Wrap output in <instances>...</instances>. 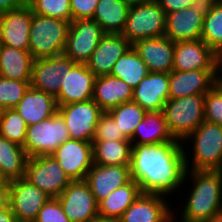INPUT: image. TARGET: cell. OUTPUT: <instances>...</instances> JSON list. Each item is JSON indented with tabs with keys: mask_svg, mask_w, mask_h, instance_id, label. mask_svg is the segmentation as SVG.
I'll return each mask as SVG.
<instances>
[{
	"mask_svg": "<svg viewBox=\"0 0 222 222\" xmlns=\"http://www.w3.org/2000/svg\"><path fill=\"white\" fill-rule=\"evenodd\" d=\"M186 172L182 142L132 145L131 180L138 183L142 193L171 199L172 193L184 187Z\"/></svg>",
	"mask_w": 222,
	"mask_h": 222,
	"instance_id": "6da1fadb",
	"label": "cell"
},
{
	"mask_svg": "<svg viewBox=\"0 0 222 222\" xmlns=\"http://www.w3.org/2000/svg\"><path fill=\"white\" fill-rule=\"evenodd\" d=\"M187 180L193 184L185 190L187 199L182 198L185 206L181 203V210L173 207L175 216L184 222H206L222 212V170H187Z\"/></svg>",
	"mask_w": 222,
	"mask_h": 222,
	"instance_id": "7a4b0ae2",
	"label": "cell"
},
{
	"mask_svg": "<svg viewBox=\"0 0 222 222\" xmlns=\"http://www.w3.org/2000/svg\"><path fill=\"white\" fill-rule=\"evenodd\" d=\"M182 145L187 170H222V125L204 120Z\"/></svg>",
	"mask_w": 222,
	"mask_h": 222,
	"instance_id": "3957f363",
	"label": "cell"
},
{
	"mask_svg": "<svg viewBox=\"0 0 222 222\" xmlns=\"http://www.w3.org/2000/svg\"><path fill=\"white\" fill-rule=\"evenodd\" d=\"M70 22L32 12L29 52L34 59L64 54Z\"/></svg>",
	"mask_w": 222,
	"mask_h": 222,
	"instance_id": "277c9868",
	"label": "cell"
},
{
	"mask_svg": "<svg viewBox=\"0 0 222 222\" xmlns=\"http://www.w3.org/2000/svg\"><path fill=\"white\" fill-rule=\"evenodd\" d=\"M204 103L205 94L166 101L162 112L175 140L182 142L205 120Z\"/></svg>",
	"mask_w": 222,
	"mask_h": 222,
	"instance_id": "5b68a950",
	"label": "cell"
},
{
	"mask_svg": "<svg viewBox=\"0 0 222 222\" xmlns=\"http://www.w3.org/2000/svg\"><path fill=\"white\" fill-rule=\"evenodd\" d=\"M166 13L160 4L151 2L131 6L122 35L133 45L142 39L165 36Z\"/></svg>",
	"mask_w": 222,
	"mask_h": 222,
	"instance_id": "8992f818",
	"label": "cell"
},
{
	"mask_svg": "<svg viewBox=\"0 0 222 222\" xmlns=\"http://www.w3.org/2000/svg\"><path fill=\"white\" fill-rule=\"evenodd\" d=\"M68 139V128L57 111L52 117L27 126L23 148L28 157L52 155Z\"/></svg>",
	"mask_w": 222,
	"mask_h": 222,
	"instance_id": "52a82bcc",
	"label": "cell"
},
{
	"mask_svg": "<svg viewBox=\"0 0 222 222\" xmlns=\"http://www.w3.org/2000/svg\"><path fill=\"white\" fill-rule=\"evenodd\" d=\"M24 178L50 198L59 197L71 182L58 161L51 155L29 157Z\"/></svg>",
	"mask_w": 222,
	"mask_h": 222,
	"instance_id": "ba28073f",
	"label": "cell"
},
{
	"mask_svg": "<svg viewBox=\"0 0 222 222\" xmlns=\"http://www.w3.org/2000/svg\"><path fill=\"white\" fill-rule=\"evenodd\" d=\"M57 106L68 128L69 138L92 142L99 117L104 111L92 99Z\"/></svg>",
	"mask_w": 222,
	"mask_h": 222,
	"instance_id": "9c48e42d",
	"label": "cell"
},
{
	"mask_svg": "<svg viewBox=\"0 0 222 222\" xmlns=\"http://www.w3.org/2000/svg\"><path fill=\"white\" fill-rule=\"evenodd\" d=\"M105 34L99 23L93 19L72 20L64 54L75 63L86 64Z\"/></svg>",
	"mask_w": 222,
	"mask_h": 222,
	"instance_id": "30bf717a",
	"label": "cell"
},
{
	"mask_svg": "<svg viewBox=\"0 0 222 222\" xmlns=\"http://www.w3.org/2000/svg\"><path fill=\"white\" fill-rule=\"evenodd\" d=\"M57 199L71 222L99 220L98 202L85 180L71 181Z\"/></svg>",
	"mask_w": 222,
	"mask_h": 222,
	"instance_id": "8fae6325",
	"label": "cell"
},
{
	"mask_svg": "<svg viewBox=\"0 0 222 222\" xmlns=\"http://www.w3.org/2000/svg\"><path fill=\"white\" fill-rule=\"evenodd\" d=\"M9 187V206L19 221H35L42 206L51 199L24 177L9 181Z\"/></svg>",
	"mask_w": 222,
	"mask_h": 222,
	"instance_id": "7c38bea8",
	"label": "cell"
},
{
	"mask_svg": "<svg viewBox=\"0 0 222 222\" xmlns=\"http://www.w3.org/2000/svg\"><path fill=\"white\" fill-rule=\"evenodd\" d=\"M75 64L65 54L34 59L30 85L32 88L56 97L59 94L66 72H69Z\"/></svg>",
	"mask_w": 222,
	"mask_h": 222,
	"instance_id": "4fadbf2b",
	"label": "cell"
},
{
	"mask_svg": "<svg viewBox=\"0 0 222 222\" xmlns=\"http://www.w3.org/2000/svg\"><path fill=\"white\" fill-rule=\"evenodd\" d=\"M71 181L85 180L93 162L92 142L68 139L51 155Z\"/></svg>",
	"mask_w": 222,
	"mask_h": 222,
	"instance_id": "5bb4252c",
	"label": "cell"
},
{
	"mask_svg": "<svg viewBox=\"0 0 222 222\" xmlns=\"http://www.w3.org/2000/svg\"><path fill=\"white\" fill-rule=\"evenodd\" d=\"M31 20L32 9L28 4L0 13V44L29 51Z\"/></svg>",
	"mask_w": 222,
	"mask_h": 222,
	"instance_id": "9a60e30c",
	"label": "cell"
},
{
	"mask_svg": "<svg viewBox=\"0 0 222 222\" xmlns=\"http://www.w3.org/2000/svg\"><path fill=\"white\" fill-rule=\"evenodd\" d=\"M166 197L160 194L141 193L118 221L168 222L169 217L173 214L172 207L175 203L172 206V202H169Z\"/></svg>",
	"mask_w": 222,
	"mask_h": 222,
	"instance_id": "2e32d148",
	"label": "cell"
},
{
	"mask_svg": "<svg viewBox=\"0 0 222 222\" xmlns=\"http://www.w3.org/2000/svg\"><path fill=\"white\" fill-rule=\"evenodd\" d=\"M85 181L99 203L115 189L131 181L130 165L93 164L86 174Z\"/></svg>",
	"mask_w": 222,
	"mask_h": 222,
	"instance_id": "e0dca14e",
	"label": "cell"
},
{
	"mask_svg": "<svg viewBox=\"0 0 222 222\" xmlns=\"http://www.w3.org/2000/svg\"><path fill=\"white\" fill-rule=\"evenodd\" d=\"M95 79V74L86 64L76 63L69 72H66L59 94L55 97L57 105L92 99Z\"/></svg>",
	"mask_w": 222,
	"mask_h": 222,
	"instance_id": "ac0fdd59",
	"label": "cell"
},
{
	"mask_svg": "<svg viewBox=\"0 0 222 222\" xmlns=\"http://www.w3.org/2000/svg\"><path fill=\"white\" fill-rule=\"evenodd\" d=\"M169 99V73L149 72L133 89L132 101L146 112L163 111Z\"/></svg>",
	"mask_w": 222,
	"mask_h": 222,
	"instance_id": "d6986e66",
	"label": "cell"
},
{
	"mask_svg": "<svg viewBox=\"0 0 222 222\" xmlns=\"http://www.w3.org/2000/svg\"><path fill=\"white\" fill-rule=\"evenodd\" d=\"M132 45L122 34L106 33L86 63L96 77L110 75L115 62Z\"/></svg>",
	"mask_w": 222,
	"mask_h": 222,
	"instance_id": "ffe728a7",
	"label": "cell"
},
{
	"mask_svg": "<svg viewBox=\"0 0 222 222\" xmlns=\"http://www.w3.org/2000/svg\"><path fill=\"white\" fill-rule=\"evenodd\" d=\"M132 46L149 72L170 73L173 70L174 42L166 36L142 39Z\"/></svg>",
	"mask_w": 222,
	"mask_h": 222,
	"instance_id": "44dd1931",
	"label": "cell"
},
{
	"mask_svg": "<svg viewBox=\"0 0 222 222\" xmlns=\"http://www.w3.org/2000/svg\"><path fill=\"white\" fill-rule=\"evenodd\" d=\"M214 55L201 39L174 42L173 70L212 69Z\"/></svg>",
	"mask_w": 222,
	"mask_h": 222,
	"instance_id": "7402d4cb",
	"label": "cell"
},
{
	"mask_svg": "<svg viewBox=\"0 0 222 222\" xmlns=\"http://www.w3.org/2000/svg\"><path fill=\"white\" fill-rule=\"evenodd\" d=\"M212 88V69L176 71L169 73V98L206 94Z\"/></svg>",
	"mask_w": 222,
	"mask_h": 222,
	"instance_id": "603a6c76",
	"label": "cell"
},
{
	"mask_svg": "<svg viewBox=\"0 0 222 222\" xmlns=\"http://www.w3.org/2000/svg\"><path fill=\"white\" fill-rule=\"evenodd\" d=\"M203 19L191 7L171 12L166 15L165 36L172 42L201 39Z\"/></svg>",
	"mask_w": 222,
	"mask_h": 222,
	"instance_id": "cb8c5ba5",
	"label": "cell"
},
{
	"mask_svg": "<svg viewBox=\"0 0 222 222\" xmlns=\"http://www.w3.org/2000/svg\"><path fill=\"white\" fill-rule=\"evenodd\" d=\"M133 88L123 80L111 75L96 77L92 100L104 111L131 102Z\"/></svg>",
	"mask_w": 222,
	"mask_h": 222,
	"instance_id": "d4e9b609",
	"label": "cell"
},
{
	"mask_svg": "<svg viewBox=\"0 0 222 222\" xmlns=\"http://www.w3.org/2000/svg\"><path fill=\"white\" fill-rule=\"evenodd\" d=\"M57 107L53 95L30 86L14 109L25 120L27 126H30L52 117L57 112Z\"/></svg>",
	"mask_w": 222,
	"mask_h": 222,
	"instance_id": "484cf974",
	"label": "cell"
},
{
	"mask_svg": "<svg viewBox=\"0 0 222 222\" xmlns=\"http://www.w3.org/2000/svg\"><path fill=\"white\" fill-rule=\"evenodd\" d=\"M141 193L138 183L134 180L115 189L98 203L99 219L118 221Z\"/></svg>",
	"mask_w": 222,
	"mask_h": 222,
	"instance_id": "4316f807",
	"label": "cell"
},
{
	"mask_svg": "<svg viewBox=\"0 0 222 222\" xmlns=\"http://www.w3.org/2000/svg\"><path fill=\"white\" fill-rule=\"evenodd\" d=\"M34 58L29 51L0 44V76L31 81Z\"/></svg>",
	"mask_w": 222,
	"mask_h": 222,
	"instance_id": "83f0119b",
	"label": "cell"
},
{
	"mask_svg": "<svg viewBox=\"0 0 222 222\" xmlns=\"http://www.w3.org/2000/svg\"><path fill=\"white\" fill-rule=\"evenodd\" d=\"M130 141L132 145L180 142L171 135L162 111L147 112Z\"/></svg>",
	"mask_w": 222,
	"mask_h": 222,
	"instance_id": "f1b7e54d",
	"label": "cell"
},
{
	"mask_svg": "<svg viewBox=\"0 0 222 222\" xmlns=\"http://www.w3.org/2000/svg\"><path fill=\"white\" fill-rule=\"evenodd\" d=\"M129 8L123 0H99L92 19L99 23L105 33L121 34Z\"/></svg>",
	"mask_w": 222,
	"mask_h": 222,
	"instance_id": "f546056e",
	"label": "cell"
},
{
	"mask_svg": "<svg viewBox=\"0 0 222 222\" xmlns=\"http://www.w3.org/2000/svg\"><path fill=\"white\" fill-rule=\"evenodd\" d=\"M92 145L94 164L130 165L132 153L130 140H92Z\"/></svg>",
	"mask_w": 222,
	"mask_h": 222,
	"instance_id": "4dcf8cb0",
	"label": "cell"
},
{
	"mask_svg": "<svg viewBox=\"0 0 222 222\" xmlns=\"http://www.w3.org/2000/svg\"><path fill=\"white\" fill-rule=\"evenodd\" d=\"M28 158L23 146L0 135V170L7 181L25 176Z\"/></svg>",
	"mask_w": 222,
	"mask_h": 222,
	"instance_id": "1f68e13d",
	"label": "cell"
},
{
	"mask_svg": "<svg viewBox=\"0 0 222 222\" xmlns=\"http://www.w3.org/2000/svg\"><path fill=\"white\" fill-rule=\"evenodd\" d=\"M149 70L136 50L131 46L114 64L111 76L126 82L133 89L146 77Z\"/></svg>",
	"mask_w": 222,
	"mask_h": 222,
	"instance_id": "d6a6232c",
	"label": "cell"
},
{
	"mask_svg": "<svg viewBox=\"0 0 222 222\" xmlns=\"http://www.w3.org/2000/svg\"><path fill=\"white\" fill-rule=\"evenodd\" d=\"M107 113L117 123L122 134L130 140L147 112L140 105L131 101L120 104L107 111Z\"/></svg>",
	"mask_w": 222,
	"mask_h": 222,
	"instance_id": "836d02e7",
	"label": "cell"
},
{
	"mask_svg": "<svg viewBox=\"0 0 222 222\" xmlns=\"http://www.w3.org/2000/svg\"><path fill=\"white\" fill-rule=\"evenodd\" d=\"M201 40L214 52L222 49V1L204 17Z\"/></svg>",
	"mask_w": 222,
	"mask_h": 222,
	"instance_id": "e575fe53",
	"label": "cell"
},
{
	"mask_svg": "<svg viewBox=\"0 0 222 222\" xmlns=\"http://www.w3.org/2000/svg\"><path fill=\"white\" fill-rule=\"evenodd\" d=\"M27 124L15 109L0 110V135L21 146L26 139Z\"/></svg>",
	"mask_w": 222,
	"mask_h": 222,
	"instance_id": "d590c367",
	"label": "cell"
},
{
	"mask_svg": "<svg viewBox=\"0 0 222 222\" xmlns=\"http://www.w3.org/2000/svg\"><path fill=\"white\" fill-rule=\"evenodd\" d=\"M30 82L0 76V110L14 109L31 86Z\"/></svg>",
	"mask_w": 222,
	"mask_h": 222,
	"instance_id": "8d00e7d4",
	"label": "cell"
},
{
	"mask_svg": "<svg viewBox=\"0 0 222 222\" xmlns=\"http://www.w3.org/2000/svg\"><path fill=\"white\" fill-rule=\"evenodd\" d=\"M32 12L64 21H72L70 0H28Z\"/></svg>",
	"mask_w": 222,
	"mask_h": 222,
	"instance_id": "74e56055",
	"label": "cell"
},
{
	"mask_svg": "<svg viewBox=\"0 0 222 222\" xmlns=\"http://www.w3.org/2000/svg\"><path fill=\"white\" fill-rule=\"evenodd\" d=\"M92 140H128L122 131L119 130L117 123L107 113L104 112L100 117L95 128V135Z\"/></svg>",
	"mask_w": 222,
	"mask_h": 222,
	"instance_id": "f35d334b",
	"label": "cell"
},
{
	"mask_svg": "<svg viewBox=\"0 0 222 222\" xmlns=\"http://www.w3.org/2000/svg\"><path fill=\"white\" fill-rule=\"evenodd\" d=\"M205 121L222 125V91L213 87L205 94Z\"/></svg>",
	"mask_w": 222,
	"mask_h": 222,
	"instance_id": "ab89813d",
	"label": "cell"
},
{
	"mask_svg": "<svg viewBox=\"0 0 222 222\" xmlns=\"http://www.w3.org/2000/svg\"><path fill=\"white\" fill-rule=\"evenodd\" d=\"M35 222H71L57 198H51L38 213Z\"/></svg>",
	"mask_w": 222,
	"mask_h": 222,
	"instance_id": "60d3db41",
	"label": "cell"
},
{
	"mask_svg": "<svg viewBox=\"0 0 222 222\" xmlns=\"http://www.w3.org/2000/svg\"><path fill=\"white\" fill-rule=\"evenodd\" d=\"M99 0H70L72 20L92 19Z\"/></svg>",
	"mask_w": 222,
	"mask_h": 222,
	"instance_id": "b9f144b4",
	"label": "cell"
},
{
	"mask_svg": "<svg viewBox=\"0 0 222 222\" xmlns=\"http://www.w3.org/2000/svg\"><path fill=\"white\" fill-rule=\"evenodd\" d=\"M212 87L222 91V55L215 52L212 67Z\"/></svg>",
	"mask_w": 222,
	"mask_h": 222,
	"instance_id": "7bdbcfd3",
	"label": "cell"
},
{
	"mask_svg": "<svg viewBox=\"0 0 222 222\" xmlns=\"http://www.w3.org/2000/svg\"><path fill=\"white\" fill-rule=\"evenodd\" d=\"M166 15L191 6L192 0H156Z\"/></svg>",
	"mask_w": 222,
	"mask_h": 222,
	"instance_id": "ee69618b",
	"label": "cell"
},
{
	"mask_svg": "<svg viewBox=\"0 0 222 222\" xmlns=\"http://www.w3.org/2000/svg\"><path fill=\"white\" fill-rule=\"evenodd\" d=\"M217 3V0H192L191 8L205 17Z\"/></svg>",
	"mask_w": 222,
	"mask_h": 222,
	"instance_id": "f6af8a7d",
	"label": "cell"
},
{
	"mask_svg": "<svg viewBox=\"0 0 222 222\" xmlns=\"http://www.w3.org/2000/svg\"><path fill=\"white\" fill-rule=\"evenodd\" d=\"M28 4V0H0V13L18 9Z\"/></svg>",
	"mask_w": 222,
	"mask_h": 222,
	"instance_id": "bcb514c9",
	"label": "cell"
},
{
	"mask_svg": "<svg viewBox=\"0 0 222 222\" xmlns=\"http://www.w3.org/2000/svg\"><path fill=\"white\" fill-rule=\"evenodd\" d=\"M10 204V187L0 186V212L8 208Z\"/></svg>",
	"mask_w": 222,
	"mask_h": 222,
	"instance_id": "7dc6e473",
	"label": "cell"
},
{
	"mask_svg": "<svg viewBox=\"0 0 222 222\" xmlns=\"http://www.w3.org/2000/svg\"><path fill=\"white\" fill-rule=\"evenodd\" d=\"M15 221L16 218L10 206L0 212V222H15Z\"/></svg>",
	"mask_w": 222,
	"mask_h": 222,
	"instance_id": "c3c4849f",
	"label": "cell"
},
{
	"mask_svg": "<svg viewBox=\"0 0 222 222\" xmlns=\"http://www.w3.org/2000/svg\"><path fill=\"white\" fill-rule=\"evenodd\" d=\"M129 7L136 6L140 4H145L153 0H123Z\"/></svg>",
	"mask_w": 222,
	"mask_h": 222,
	"instance_id": "681fc988",
	"label": "cell"
},
{
	"mask_svg": "<svg viewBox=\"0 0 222 222\" xmlns=\"http://www.w3.org/2000/svg\"><path fill=\"white\" fill-rule=\"evenodd\" d=\"M206 222H222V212L215 215L212 219H209Z\"/></svg>",
	"mask_w": 222,
	"mask_h": 222,
	"instance_id": "f907efd6",
	"label": "cell"
},
{
	"mask_svg": "<svg viewBox=\"0 0 222 222\" xmlns=\"http://www.w3.org/2000/svg\"><path fill=\"white\" fill-rule=\"evenodd\" d=\"M0 186H9V181L2 175L0 170Z\"/></svg>",
	"mask_w": 222,
	"mask_h": 222,
	"instance_id": "816d5d0a",
	"label": "cell"
},
{
	"mask_svg": "<svg viewBox=\"0 0 222 222\" xmlns=\"http://www.w3.org/2000/svg\"><path fill=\"white\" fill-rule=\"evenodd\" d=\"M177 219V220H176ZM168 222H184V221H181L178 217L176 218L175 214L173 213L169 219H168Z\"/></svg>",
	"mask_w": 222,
	"mask_h": 222,
	"instance_id": "f5cc1de1",
	"label": "cell"
},
{
	"mask_svg": "<svg viewBox=\"0 0 222 222\" xmlns=\"http://www.w3.org/2000/svg\"><path fill=\"white\" fill-rule=\"evenodd\" d=\"M96 222H119V221H112V220H98V221H96Z\"/></svg>",
	"mask_w": 222,
	"mask_h": 222,
	"instance_id": "db71d44e",
	"label": "cell"
},
{
	"mask_svg": "<svg viewBox=\"0 0 222 222\" xmlns=\"http://www.w3.org/2000/svg\"><path fill=\"white\" fill-rule=\"evenodd\" d=\"M15 222H35V221H19V220H16Z\"/></svg>",
	"mask_w": 222,
	"mask_h": 222,
	"instance_id": "11a10c76",
	"label": "cell"
}]
</instances>
